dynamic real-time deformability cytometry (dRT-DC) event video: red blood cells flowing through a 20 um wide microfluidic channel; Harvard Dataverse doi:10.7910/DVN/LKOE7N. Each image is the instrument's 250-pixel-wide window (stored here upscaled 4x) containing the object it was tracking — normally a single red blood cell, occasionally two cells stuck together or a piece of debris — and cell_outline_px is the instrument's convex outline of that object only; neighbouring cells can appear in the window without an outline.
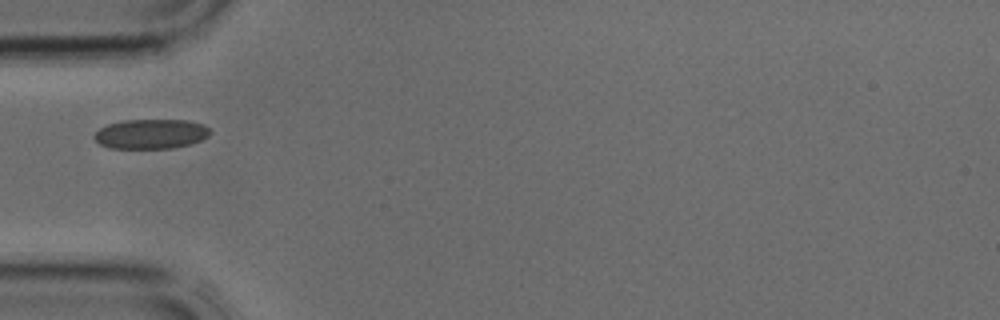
{"species": "common noctule bat (a hibernating species)", "species_latin": "Nyctalus noctula", "temperature_condition": "cold", "stored_images_in_passage": 28, "camera_frame_rate_fps": 3000, "um_per_image_px": 0.085, "animal": {"sex": "male", "body_mass_g": 17.9, "forearm_length_mm": 54.2}, "frame": {"image": 1, "passage_image": 1, "time_ms": 0.0, "image_size_px": [1000, 320], "cell_outline_px": [[212, 132], [208, 136], [200, 140], [188, 144], [172, 148], [108, 148], [100, 144], [92, 136], [100, 128], [108, 124], [124, 120], [188, 120], [204, 124]], "centroid_in_image_um": [12.82, 11.38], "position_along_channel_um": 72.2, "area_um2": 20.0}}
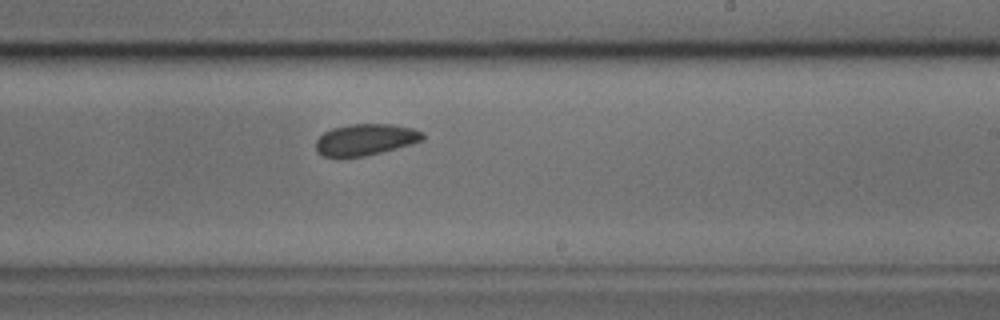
{"frame": {"image": 2, "passage_image": 12, "time_ms": 3.667, "image_size_px": [1000, 320], "cell_outline_px": [[424, 140], [396, 148], [364, 156], [340, 160], [336, 160], [320, 156], [316, 152], [316, 140], [324, 132], [332, 128], [348, 124], [392, 124], [412, 128], [424, 132]], "centroid_in_image_um": [30.98, 11.9], "position_along_channel_um": 258.0, "area_um2": 20.17}}
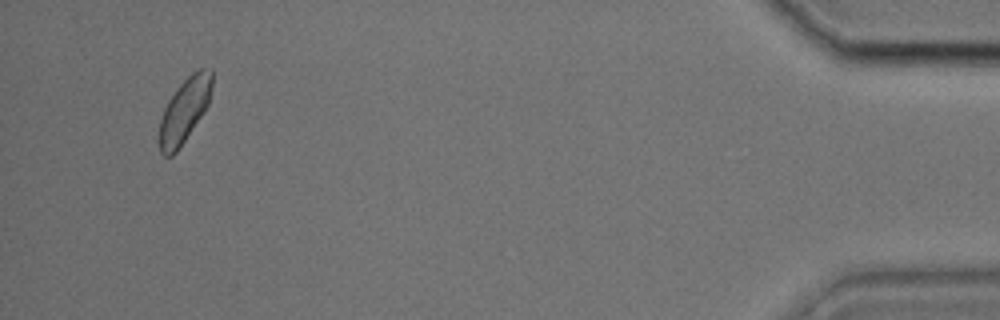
{"frame": {"image": 3, "passage_image": 26, "time_ms": 8.333, "image_size_px": [1000, 320], "cell_outline_px": [[212, 84], [208, 104], [176, 152], [172, 156], [164, 156], [160, 152], [160, 120], [164, 108], [168, 100], [176, 88], [192, 72], [200, 68], [212, 68]], "centroid_in_image_um": [15.67, 9.33], "position_along_channel_um": 419.5, "area_um2": 19.31}}